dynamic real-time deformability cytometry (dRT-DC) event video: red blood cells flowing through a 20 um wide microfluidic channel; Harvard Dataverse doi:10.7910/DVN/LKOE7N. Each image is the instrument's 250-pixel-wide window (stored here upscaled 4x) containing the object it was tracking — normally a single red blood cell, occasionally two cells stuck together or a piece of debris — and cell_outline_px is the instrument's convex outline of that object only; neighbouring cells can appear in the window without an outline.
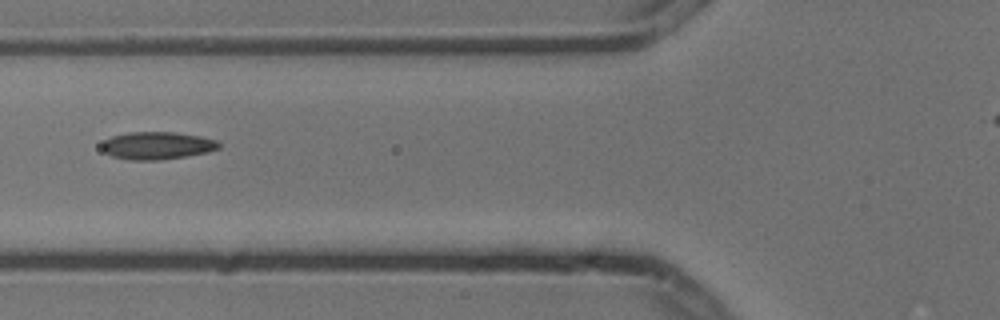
{"species": "common noctule bat (a hibernating species)", "species_latin": "Nyctalus noctula", "temperature_condition": "cold", "stored_images_in_passage": 9, "camera_frame_rate_fps": 3000, "um_per_image_px": 0.085, "animal": {"sex": "male", "body_mass_g": 13.3}, "frame": {"image": 1, "passage_image": 6, "time_ms": 1.667, "image_size_px": [1000, 320], "cell_outline_px": [[220, 148], [208, 152], [160, 160], [128, 160], [112, 156], [104, 152], [100, 148], [104, 140], [112, 136], [128, 132], [176, 132], [200, 136], [216, 140], [220, 144]], "centroid_in_image_um": [13.33, 12.37], "position_along_channel_um": 112.5, "area_um2": 18.9}}
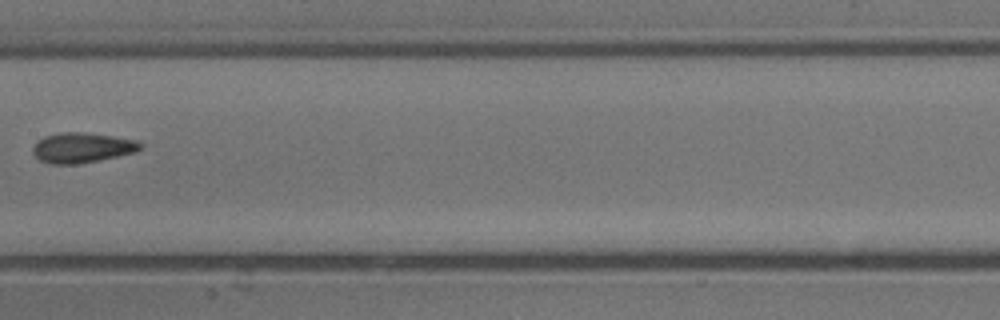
{"frame": {"image": 2, "passage_image": 8, "time_ms": 2.333, "image_size_px": [1000, 320], "cell_outline_px": [[144, 144], [136, 152], [76, 164], [48, 164], [40, 160], [32, 152], [32, 148], [36, 140], [44, 136], [60, 132], [80, 132], [112, 136], [136, 140]], "centroid_in_image_um": [6.93, 12.54], "position_along_channel_um": 200.5, "area_um2": 18.79}}
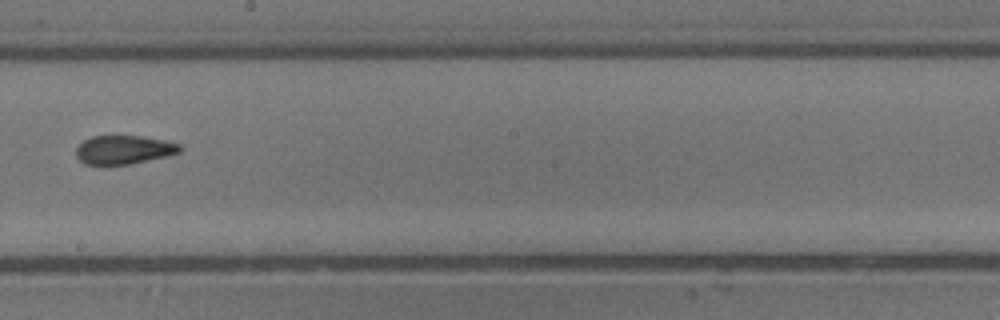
{"frame": {"image": 3, "passage_image": 9, "time_ms": 2.667, "image_size_px": [1000, 320], "cell_outline_px": [[184, 148], [180, 152], [168, 156], [132, 164], [100, 168], [84, 164], [76, 156], [76, 148], [84, 140], [92, 136], [144, 136], [164, 140], [180, 144]], "centroid_in_image_um": [10.51, 12.78], "position_along_channel_um": 237.7, "area_um2": 18.15}}